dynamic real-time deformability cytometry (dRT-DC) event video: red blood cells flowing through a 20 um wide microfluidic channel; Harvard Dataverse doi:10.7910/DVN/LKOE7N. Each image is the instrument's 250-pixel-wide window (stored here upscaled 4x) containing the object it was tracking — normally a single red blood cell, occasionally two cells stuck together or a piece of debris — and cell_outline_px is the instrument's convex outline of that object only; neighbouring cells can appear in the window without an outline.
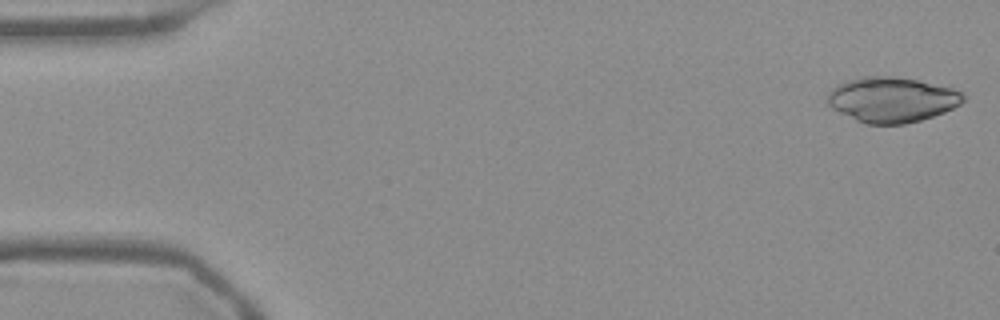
{"species": "Egyptian fruit bat (a non-hibernating species)", "species_latin": "Rousettus aegyptiacus", "temperature_condition": "warm", "stored_images_in_passage": 52, "camera_frame_rate_fps": 3000, "um_per_image_px": 0.085, "frame": {"image": 1, "passage_image": 1, "time_ms": 0.0, "image_size_px": [1000, 320], "cell_outline_px": [[964, 100], [960, 104], [944, 112], [920, 120], [904, 124], [864, 124], [832, 108], [828, 104], [828, 92], [832, 88], [848, 80], [864, 76], [892, 76], [916, 80], [952, 88], [960, 92], [964, 96]], "centroid_in_image_um": [75.79, 8.47], "position_along_channel_um": 9.2, "area_um2": 35.37}}